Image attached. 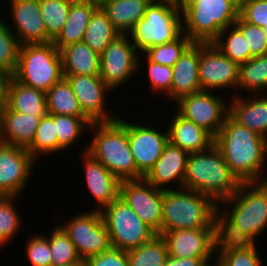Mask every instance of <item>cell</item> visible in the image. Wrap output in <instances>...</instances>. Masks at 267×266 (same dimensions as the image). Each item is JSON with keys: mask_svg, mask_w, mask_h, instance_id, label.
I'll list each match as a JSON object with an SVG mask.
<instances>
[{"mask_svg": "<svg viewBox=\"0 0 267 266\" xmlns=\"http://www.w3.org/2000/svg\"><path fill=\"white\" fill-rule=\"evenodd\" d=\"M5 104L21 114L44 117L47 114L46 93L16 81L12 76L6 84Z\"/></svg>", "mask_w": 267, "mask_h": 266, "instance_id": "obj_26", "label": "cell"}, {"mask_svg": "<svg viewBox=\"0 0 267 266\" xmlns=\"http://www.w3.org/2000/svg\"><path fill=\"white\" fill-rule=\"evenodd\" d=\"M216 251L219 266H262L255 243L218 242Z\"/></svg>", "mask_w": 267, "mask_h": 266, "instance_id": "obj_31", "label": "cell"}, {"mask_svg": "<svg viewBox=\"0 0 267 266\" xmlns=\"http://www.w3.org/2000/svg\"><path fill=\"white\" fill-rule=\"evenodd\" d=\"M12 77L46 93L63 78L60 51L52 41L20 45L17 68Z\"/></svg>", "mask_w": 267, "mask_h": 266, "instance_id": "obj_8", "label": "cell"}, {"mask_svg": "<svg viewBox=\"0 0 267 266\" xmlns=\"http://www.w3.org/2000/svg\"><path fill=\"white\" fill-rule=\"evenodd\" d=\"M206 264L201 257L177 258L168 255L163 266H205Z\"/></svg>", "mask_w": 267, "mask_h": 266, "instance_id": "obj_48", "label": "cell"}, {"mask_svg": "<svg viewBox=\"0 0 267 266\" xmlns=\"http://www.w3.org/2000/svg\"><path fill=\"white\" fill-rule=\"evenodd\" d=\"M88 1L98 7H101L104 3L111 1V0H88Z\"/></svg>", "mask_w": 267, "mask_h": 266, "instance_id": "obj_51", "label": "cell"}, {"mask_svg": "<svg viewBox=\"0 0 267 266\" xmlns=\"http://www.w3.org/2000/svg\"><path fill=\"white\" fill-rule=\"evenodd\" d=\"M16 196H0V247L9 242L21 226V218L14 205Z\"/></svg>", "mask_w": 267, "mask_h": 266, "instance_id": "obj_42", "label": "cell"}, {"mask_svg": "<svg viewBox=\"0 0 267 266\" xmlns=\"http://www.w3.org/2000/svg\"><path fill=\"white\" fill-rule=\"evenodd\" d=\"M146 62L148 66V76L150 80V85L154 92L157 90L158 92L164 93L169 96L171 100V85H172V67L161 65L150 61L146 57Z\"/></svg>", "mask_w": 267, "mask_h": 266, "instance_id": "obj_45", "label": "cell"}, {"mask_svg": "<svg viewBox=\"0 0 267 266\" xmlns=\"http://www.w3.org/2000/svg\"><path fill=\"white\" fill-rule=\"evenodd\" d=\"M168 255L177 258L201 257L206 263L216 255L218 228L177 229L164 232Z\"/></svg>", "mask_w": 267, "mask_h": 266, "instance_id": "obj_15", "label": "cell"}, {"mask_svg": "<svg viewBox=\"0 0 267 266\" xmlns=\"http://www.w3.org/2000/svg\"><path fill=\"white\" fill-rule=\"evenodd\" d=\"M48 239L52 266H66L81 259L74 244L60 226L56 225Z\"/></svg>", "mask_w": 267, "mask_h": 266, "instance_id": "obj_40", "label": "cell"}, {"mask_svg": "<svg viewBox=\"0 0 267 266\" xmlns=\"http://www.w3.org/2000/svg\"><path fill=\"white\" fill-rule=\"evenodd\" d=\"M66 266H87V263L85 259H80L79 261Z\"/></svg>", "mask_w": 267, "mask_h": 266, "instance_id": "obj_52", "label": "cell"}, {"mask_svg": "<svg viewBox=\"0 0 267 266\" xmlns=\"http://www.w3.org/2000/svg\"><path fill=\"white\" fill-rule=\"evenodd\" d=\"M60 54L63 75H99L100 54L83 41L67 45Z\"/></svg>", "mask_w": 267, "mask_h": 266, "instance_id": "obj_28", "label": "cell"}, {"mask_svg": "<svg viewBox=\"0 0 267 266\" xmlns=\"http://www.w3.org/2000/svg\"><path fill=\"white\" fill-rule=\"evenodd\" d=\"M199 83L201 90L238 88L239 65L211 43H199Z\"/></svg>", "mask_w": 267, "mask_h": 266, "instance_id": "obj_13", "label": "cell"}, {"mask_svg": "<svg viewBox=\"0 0 267 266\" xmlns=\"http://www.w3.org/2000/svg\"><path fill=\"white\" fill-rule=\"evenodd\" d=\"M87 266H129L127 252L111 248L86 259Z\"/></svg>", "mask_w": 267, "mask_h": 266, "instance_id": "obj_47", "label": "cell"}, {"mask_svg": "<svg viewBox=\"0 0 267 266\" xmlns=\"http://www.w3.org/2000/svg\"><path fill=\"white\" fill-rule=\"evenodd\" d=\"M11 17L15 25L14 35L20 45L48 43L53 39L47 34L42 19L39 0H10Z\"/></svg>", "mask_w": 267, "mask_h": 266, "instance_id": "obj_19", "label": "cell"}, {"mask_svg": "<svg viewBox=\"0 0 267 266\" xmlns=\"http://www.w3.org/2000/svg\"><path fill=\"white\" fill-rule=\"evenodd\" d=\"M188 156L187 152L169 141L144 178L157 189L167 190L169 187L166 188V185L171 182L178 183L179 189L183 188Z\"/></svg>", "mask_w": 267, "mask_h": 266, "instance_id": "obj_21", "label": "cell"}, {"mask_svg": "<svg viewBox=\"0 0 267 266\" xmlns=\"http://www.w3.org/2000/svg\"><path fill=\"white\" fill-rule=\"evenodd\" d=\"M182 32L193 42L211 43L219 33L234 25L239 11L226 0H179ZM184 21V22H183Z\"/></svg>", "mask_w": 267, "mask_h": 266, "instance_id": "obj_6", "label": "cell"}, {"mask_svg": "<svg viewBox=\"0 0 267 266\" xmlns=\"http://www.w3.org/2000/svg\"><path fill=\"white\" fill-rule=\"evenodd\" d=\"M163 193L145 178L125 180L120 183L119 197L156 233L161 230L163 217Z\"/></svg>", "mask_w": 267, "mask_h": 266, "instance_id": "obj_14", "label": "cell"}, {"mask_svg": "<svg viewBox=\"0 0 267 266\" xmlns=\"http://www.w3.org/2000/svg\"><path fill=\"white\" fill-rule=\"evenodd\" d=\"M177 113L215 137L229 115V106L217 94L201 90L176 101Z\"/></svg>", "mask_w": 267, "mask_h": 266, "instance_id": "obj_12", "label": "cell"}, {"mask_svg": "<svg viewBox=\"0 0 267 266\" xmlns=\"http://www.w3.org/2000/svg\"><path fill=\"white\" fill-rule=\"evenodd\" d=\"M42 117L21 114L6 104L0 116V143L28 148L36 135Z\"/></svg>", "mask_w": 267, "mask_h": 266, "instance_id": "obj_22", "label": "cell"}, {"mask_svg": "<svg viewBox=\"0 0 267 266\" xmlns=\"http://www.w3.org/2000/svg\"><path fill=\"white\" fill-rule=\"evenodd\" d=\"M36 160L26 148L0 143V196H16L26 188Z\"/></svg>", "mask_w": 267, "mask_h": 266, "instance_id": "obj_16", "label": "cell"}, {"mask_svg": "<svg viewBox=\"0 0 267 266\" xmlns=\"http://www.w3.org/2000/svg\"><path fill=\"white\" fill-rule=\"evenodd\" d=\"M214 144L240 183L265 181L261 171L265 167L267 139L239 125L228 115L214 137Z\"/></svg>", "mask_w": 267, "mask_h": 266, "instance_id": "obj_2", "label": "cell"}, {"mask_svg": "<svg viewBox=\"0 0 267 266\" xmlns=\"http://www.w3.org/2000/svg\"><path fill=\"white\" fill-rule=\"evenodd\" d=\"M97 8L88 0H73L64 26L52 40L59 51L67 45L83 41L91 16Z\"/></svg>", "mask_w": 267, "mask_h": 266, "instance_id": "obj_27", "label": "cell"}, {"mask_svg": "<svg viewBox=\"0 0 267 266\" xmlns=\"http://www.w3.org/2000/svg\"><path fill=\"white\" fill-rule=\"evenodd\" d=\"M239 17L243 21L263 28L267 36V0H244Z\"/></svg>", "mask_w": 267, "mask_h": 266, "instance_id": "obj_46", "label": "cell"}, {"mask_svg": "<svg viewBox=\"0 0 267 266\" xmlns=\"http://www.w3.org/2000/svg\"><path fill=\"white\" fill-rule=\"evenodd\" d=\"M59 225L74 244L81 259H87L112 248L109 233L101 212L93 208L87 213L75 215Z\"/></svg>", "mask_w": 267, "mask_h": 266, "instance_id": "obj_10", "label": "cell"}, {"mask_svg": "<svg viewBox=\"0 0 267 266\" xmlns=\"http://www.w3.org/2000/svg\"><path fill=\"white\" fill-rule=\"evenodd\" d=\"M239 185L215 144L207 150L189 154L183 188L205 194L219 204L229 199Z\"/></svg>", "mask_w": 267, "mask_h": 266, "instance_id": "obj_3", "label": "cell"}, {"mask_svg": "<svg viewBox=\"0 0 267 266\" xmlns=\"http://www.w3.org/2000/svg\"><path fill=\"white\" fill-rule=\"evenodd\" d=\"M46 104L47 114L87 118L83 114L69 82L64 77L46 92Z\"/></svg>", "mask_w": 267, "mask_h": 266, "instance_id": "obj_30", "label": "cell"}, {"mask_svg": "<svg viewBox=\"0 0 267 266\" xmlns=\"http://www.w3.org/2000/svg\"><path fill=\"white\" fill-rule=\"evenodd\" d=\"M73 0H39L47 34L54 39L64 26Z\"/></svg>", "mask_w": 267, "mask_h": 266, "instance_id": "obj_38", "label": "cell"}, {"mask_svg": "<svg viewBox=\"0 0 267 266\" xmlns=\"http://www.w3.org/2000/svg\"><path fill=\"white\" fill-rule=\"evenodd\" d=\"M151 0H111L101 8L120 34H127L146 12Z\"/></svg>", "mask_w": 267, "mask_h": 266, "instance_id": "obj_29", "label": "cell"}, {"mask_svg": "<svg viewBox=\"0 0 267 266\" xmlns=\"http://www.w3.org/2000/svg\"><path fill=\"white\" fill-rule=\"evenodd\" d=\"M171 99L175 102L201 91L199 83V43L194 42L172 67Z\"/></svg>", "mask_w": 267, "mask_h": 266, "instance_id": "obj_24", "label": "cell"}, {"mask_svg": "<svg viewBox=\"0 0 267 266\" xmlns=\"http://www.w3.org/2000/svg\"><path fill=\"white\" fill-rule=\"evenodd\" d=\"M193 43L194 42L182 32L173 41L147 48L143 53L154 63L173 67Z\"/></svg>", "mask_w": 267, "mask_h": 266, "instance_id": "obj_37", "label": "cell"}, {"mask_svg": "<svg viewBox=\"0 0 267 266\" xmlns=\"http://www.w3.org/2000/svg\"><path fill=\"white\" fill-rule=\"evenodd\" d=\"M88 129H94L96 135L85 148L98 162L120 181L144 178L136 169L128 143L127 121L118 118L110 122L92 123Z\"/></svg>", "mask_w": 267, "mask_h": 266, "instance_id": "obj_4", "label": "cell"}, {"mask_svg": "<svg viewBox=\"0 0 267 266\" xmlns=\"http://www.w3.org/2000/svg\"><path fill=\"white\" fill-rule=\"evenodd\" d=\"M63 77L69 82L83 114L92 123L110 122L118 119L117 116H113L106 110V95L111 89L99 75H63Z\"/></svg>", "mask_w": 267, "mask_h": 266, "instance_id": "obj_17", "label": "cell"}, {"mask_svg": "<svg viewBox=\"0 0 267 266\" xmlns=\"http://www.w3.org/2000/svg\"><path fill=\"white\" fill-rule=\"evenodd\" d=\"M100 212L112 248L127 252L149 242L157 235L120 197Z\"/></svg>", "mask_w": 267, "mask_h": 266, "instance_id": "obj_9", "label": "cell"}, {"mask_svg": "<svg viewBox=\"0 0 267 266\" xmlns=\"http://www.w3.org/2000/svg\"><path fill=\"white\" fill-rule=\"evenodd\" d=\"M120 33L113 27L106 13L98 7L92 14L83 42L101 54Z\"/></svg>", "mask_w": 267, "mask_h": 266, "instance_id": "obj_32", "label": "cell"}, {"mask_svg": "<svg viewBox=\"0 0 267 266\" xmlns=\"http://www.w3.org/2000/svg\"><path fill=\"white\" fill-rule=\"evenodd\" d=\"M227 2H230L238 11H240L241 6L244 2V0H226Z\"/></svg>", "mask_w": 267, "mask_h": 266, "instance_id": "obj_50", "label": "cell"}, {"mask_svg": "<svg viewBox=\"0 0 267 266\" xmlns=\"http://www.w3.org/2000/svg\"><path fill=\"white\" fill-rule=\"evenodd\" d=\"M0 20V72L12 76L17 68L20 44L14 31Z\"/></svg>", "mask_w": 267, "mask_h": 266, "instance_id": "obj_41", "label": "cell"}, {"mask_svg": "<svg viewBox=\"0 0 267 266\" xmlns=\"http://www.w3.org/2000/svg\"><path fill=\"white\" fill-rule=\"evenodd\" d=\"M127 257L129 266H163L168 257L167 244L162 236L156 235L149 242L127 251Z\"/></svg>", "mask_w": 267, "mask_h": 266, "instance_id": "obj_36", "label": "cell"}, {"mask_svg": "<svg viewBox=\"0 0 267 266\" xmlns=\"http://www.w3.org/2000/svg\"><path fill=\"white\" fill-rule=\"evenodd\" d=\"M9 76L0 72V116L5 107L6 101V84Z\"/></svg>", "mask_w": 267, "mask_h": 266, "instance_id": "obj_49", "label": "cell"}, {"mask_svg": "<svg viewBox=\"0 0 267 266\" xmlns=\"http://www.w3.org/2000/svg\"><path fill=\"white\" fill-rule=\"evenodd\" d=\"M238 88L261 94L267 89V54L239 65ZM249 89V90H248Z\"/></svg>", "mask_w": 267, "mask_h": 266, "instance_id": "obj_33", "label": "cell"}, {"mask_svg": "<svg viewBox=\"0 0 267 266\" xmlns=\"http://www.w3.org/2000/svg\"><path fill=\"white\" fill-rule=\"evenodd\" d=\"M234 26L242 33L253 57L267 54V36L263 28L243 21L240 17Z\"/></svg>", "mask_w": 267, "mask_h": 266, "instance_id": "obj_43", "label": "cell"}, {"mask_svg": "<svg viewBox=\"0 0 267 266\" xmlns=\"http://www.w3.org/2000/svg\"><path fill=\"white\" fill-rule=\"evenodd\" d=\"M29 153L36 158L39 155L54 154L64 149L58 144L56 133L55 114H46L42 117L36 129V135L32 144L27 148Z\"/></svg>", "mask_w": 267, "mask_h": 266, "instance_id": "obj_34", "label": "cell"}, {"mask_svg": "<svg viewBox=\"0 0 267 266\" xmlns=\"http://www.w3.org/2000/svg\"><path fill=\"white\" fill-rule=\"evenodd\" d=\"M179 0H155L147 6L144 17L127 33L135 48H147L171 42L182 33Z\"/></svg>", "mask_w": 267, "mask_h": 266, "instance_id": "obj_7", "label": "cell"}, {"mask_svg": "<svg viewBox=\"0 0 267 266\" xmlns=\"http://www.w3.org/2000/svg\"><path fill=\"white\" fill-rule=\"evenodd\" d=\"M225 203V204H223ZM230 204L224 211L221 205ZM221 208V209H220ZM267 227V182L240 183L238 190L218 204V242L255 243Z\"/></svg>", "mask_w": 267, "mask_h": 266, "instance_id": "obj_1", "label": "cell"}, {"mask_svg": "<svg viewBox=\"0 0 267 266\" xmlns=\"http://www.w3.org/2000/svg\"><path fill=\"white\" fill-rule=\"evenodd\" d=\"M83 151L86 185L100 206L96 210L101 211L119 197L121 181L89 154L87 149Z\"/></svg>", "mask_w": 267, "mask_h": 266, "instance_id": "obj_20", "label": "cell"}, {"mask_svg": "<svg viewBox=\"0 0 267 266\" xmlns=\"http://www.w3.org/2000/svg\"><path fill=\"white\" fill-rule=\"evenodd\" d=\"M262 95L252 98L233 96L230 99L229 116L239 125L252 130L261 137L267 139V96ZM264 95V96H263ZM259 97V98H258Z\"/></svg>", "mask_w": 267, "mask_h": 266, "instance_id": "obj_23", "label": "cell"}, {"mask_svg": "<svg viewBox=\"0 0 267 266\" xmlns=\"http://www.w3.org/2000/svg\"><path fill=\"white\" fill-rule=\"evenodd\" d=\"M212 43L226 57L238 65L247 62L253 57L250 49H247V42L242 33L234 25L222 30Z\"/></svg>", "mask_w": 267, "mask_h": 266, "instance_id": "obj_35", "label": "cell"}, {"mask_svg": "<svg viewBox=\"0 0 267 266\" xmlns=\"http://www.w3.org/2000/svg\"><path fill=\"white\" fill-rule=\"evenodd\" d=\"M55 124L58 144L67 150L81 137L92 122L88 118L55 114Z\"/></svg>", "mask_w": 267, "mask_h": 266, "instance_id": "obj_39", "label": "cell"}, {"mask_svg": "<svg viewBox=\"0 0 267 266\" xmlns=\"http://www.w3.org/2000/svg\"><path fill=\"white\" fill-rule=\"evenodd\" d=\"M167 127L169 141L188 154L207 150L214 144V137L204 128L174 113Z\"/></svg>", "mask_w": 267, "mask_h": 266, "instance_id": "obj_25", "label": "cell"}, {"mask_svg": "<svg viewBox=\"0 0 267 266\" xmlns=\"http://www.w3.org/2000/svg\"><path fill=\"white\" fill-rule=\"evenodd\" d=\"M138 52L129 36L120 34L100 54L99 76L111 91L126 83L139 70Z\"/></svg>", "mask_w": 267, "mask_h": 266, "instance_id": "obj_11", "label": "cell"}, {"mask_svg": "<svg viewBox=\"0 0 267 266\" xmlns=\"http://www.w3.org/2000/svg\"><path fill=\"white\" fill-rule=\"evenodd\" d=\"M218 228V204L205 194L185 189L163 193L162 227L157 235L177 229Z\"/></svg>", "mask_w": 267, "mask_h": 266, "instance_id": "obj_5", "label": "cell"}, {"mask_svg": "<svg viewBox=\"0 0 267 266\" xmlns=\"http://www.w3.org/2000/svg\"><path fill=\"white\" fill-rule=\"evenodd\" d=\"M26 255L32 266H52V255L48 237L39 234L33 235L27 241Z\"/></svg>", "mask_w": 267, "mask_h": 266, "instance_id": "obj_44", "label": "cell"}, {"mask_svg": "<svg viewBox=\"0 0 267 266\" xmlns=\"http://www.w3.org/2000/svg\"><path fill=\"white\" fill-rule=\"evenodd\" d=\"M136 124L127 121V138L136 169L145 177L163 153L169 133L168 129L163 133L147 124Z\"/></svg>", "mask_w": 267, "mask_h": 266, "instance_id": "obj_18", "label": "cell"}, {"mask_svg": "<svg viewBox=\"0 0 267 266\" xmlns=\"http://www.w3.org/2000/svg\"><path fill=\"white\" fill-rule=\"evenodd\" d=\"M214 260L216 261L215 266H219L218 261L216 259H214ZM205 266H213V265H210V263H207Z\"/></svg>", "mask_w": 267, "mask_h": 266, "instance_id": "obj_53", "label": "cell"}]
</instances>
